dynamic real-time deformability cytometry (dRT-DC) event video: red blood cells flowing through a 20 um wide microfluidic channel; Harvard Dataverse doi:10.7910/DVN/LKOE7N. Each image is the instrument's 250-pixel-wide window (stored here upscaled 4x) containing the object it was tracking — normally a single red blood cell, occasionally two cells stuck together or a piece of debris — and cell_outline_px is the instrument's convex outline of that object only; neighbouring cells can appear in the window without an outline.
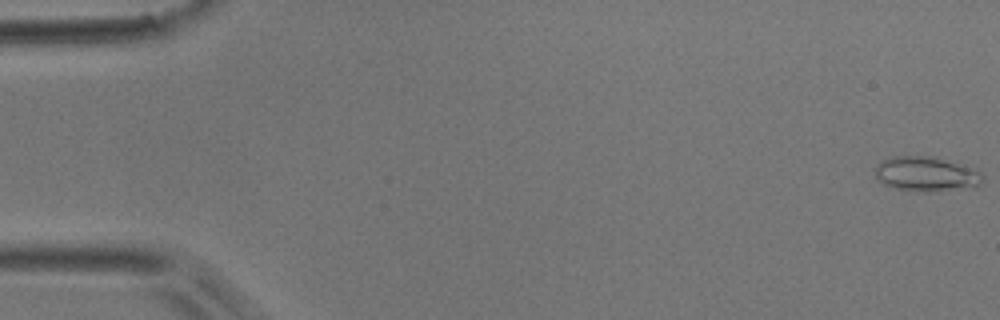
{"species": "common noctule bat (a hibernating species)", "species_latin": "Nyctalus noctula", "temperature_condition": "room temperature", "stored_images_in_passage": 48, "camera_frame_rate_fps": 3000, "um_per_image_px": 0.085, "animal": {"sex": "male", "body_mass_g": 17.9}, "frame": {"image": 1, "passage_image": 1, "time_ms": 0.0, "image_size_px": [1000, 320], "cell_outline_px": [[984, 176], [976, 184], [928, 192], [916, 192], [896, 188], [884, 184], [876, 180], [876, 164], [892, 156], [936, 156], [980, 172]], "centroid_in_image_um": [78.59, 14.77], "position_along_channel_um": 6.4, "area_um2": 21.1}}
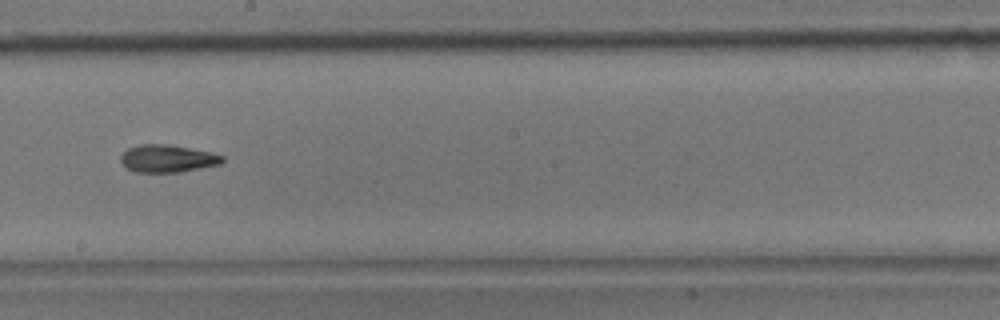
{"frame": {"image": 2, "passage_image": 29, "time_ms": 9.333, "image_size_px": [1000, 320], "cell_outline_px": [[224, 160], [220, 164], [180, 172], [136, 172], [124, 168], [120, 160], [120, 156], [128, 148], [140, 144], [168, 144], [208, 152], [224, 156]], "centroid_in_image_um": [14.18, 13.48], "position_along_channel_um": 234.0, "area_um2": 16.24}}
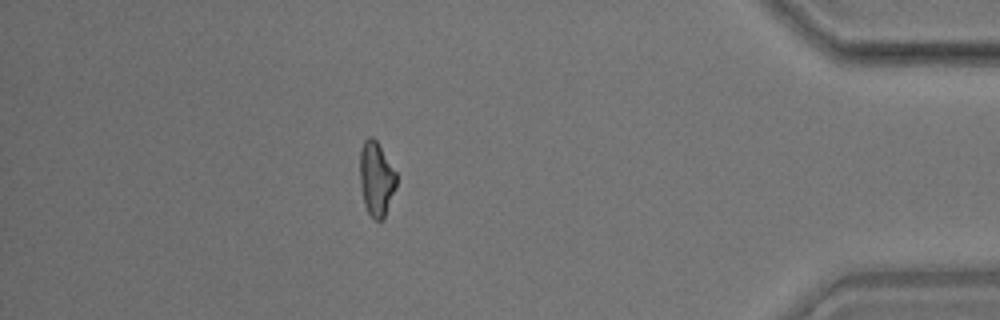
{"frame": {"image": 3, "passage_image": 45, "time_ms": 14.667, "image_size_px": [1000, 320], "cell_outline_px": [[396, 188], [384, 220], [372, 220], [364, 204], [360, 184], [360, 152], [364, 140], [368, 136], [372, 136], [376, 140], [396, 172]], "centroid_in_image_um": [31.99, 15.24], "position_along_channel_um": 403.2, "area_um2": 15.95}}